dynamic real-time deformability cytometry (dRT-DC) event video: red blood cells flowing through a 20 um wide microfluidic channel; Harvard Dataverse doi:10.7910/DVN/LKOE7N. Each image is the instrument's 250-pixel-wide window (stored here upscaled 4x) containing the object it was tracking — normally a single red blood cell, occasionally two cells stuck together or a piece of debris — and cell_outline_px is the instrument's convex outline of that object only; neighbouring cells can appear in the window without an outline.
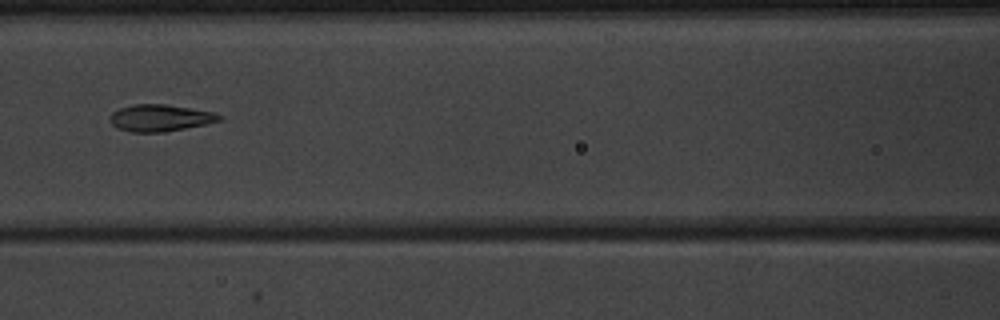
{"species": "common noctule bat (a hibernating species)", "species_latin": "Nyctalus noctula", "temperature_condition": "warm", "stored_images_in_passage": 27, "camera_frame_rate_fps": 3000, "um_per_image_px": 0.085, "animal": {"sex": "male", "body_mass_g": 20.1, "forearm_length_mm": 53.5}, "frame": {"image": 1, "passage_image": 8, "time_ms": 2.333, "image_size_px": [1000, 320], "cell_outline_px": [[224, 116], [220, 120], [204, 124], [164, 132], [132, 132], [116, 128], [112, 124], [112, 112], [120, 108], [132, 104], [164, 104], [216, 112]], "centroid_in_image_um": [13.63, 10.02], "position_along_channel_um": 153.0, "area_um2": 16.94}}
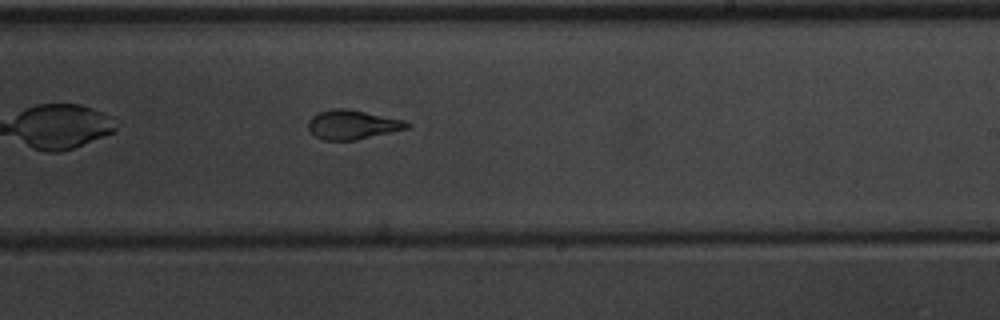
{"frame": {"image": 2, "passage_image": 16, "time_ms": 5.0, "image_size_px": [1000, 320], "cell_outline_px": [[412, 124], [408, 128], [356, 140], [324, 140], [316, 136], [308, 128], [308, 120], [312, 116], [320, 112], [332, 108], [348, 108], [408, 120]], "centroid_in_image_um": [30.0, 10.58], "position_along_channel_um": 259.0, "area_um2": 16.99}, "authors_computed_cell_mechanics": {"area_um2": 16.9932, "velocity_mm_per_s": 3.9894, "shape_relaxation_time_tau1_ms": 5.1649, "shape_relaxation_time_tau2_ms": 1.1955, "deformation_change_tau1": 0.1934, "deformation_change_tau2": 0.0804}}